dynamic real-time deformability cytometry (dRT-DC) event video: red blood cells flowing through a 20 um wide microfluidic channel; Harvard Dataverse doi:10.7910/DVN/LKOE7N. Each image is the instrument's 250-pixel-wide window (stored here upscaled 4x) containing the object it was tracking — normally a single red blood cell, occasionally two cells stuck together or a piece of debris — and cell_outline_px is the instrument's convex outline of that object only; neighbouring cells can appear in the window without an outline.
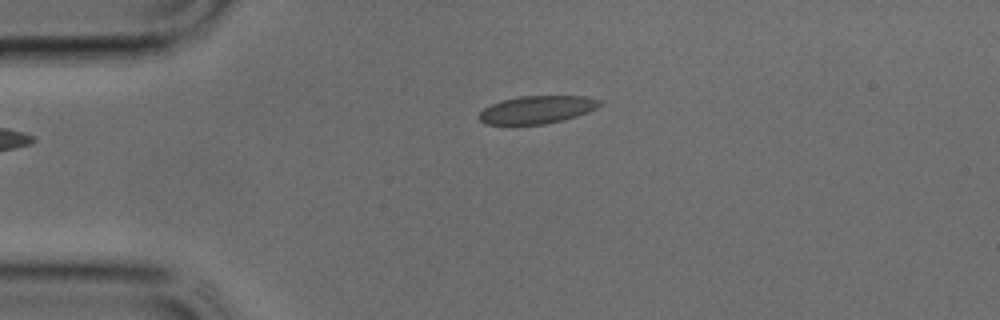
{"species": "common noctule bat (a hibernating species)", "species_latin": "Nyctalus noctula", "temperature_condition": "cold", "stored_images_in_passage": 30, "camera_frame_rate_fps": 3000, "um_per_image_px": 0.085, "animal": {"sex": "male", "body_mass_g": 17.9, "forearm_length_mm": 54.2}, "frame": {"image": 1, "passage_image": 1, "time_ms": 0.0, "image_size_px": [1000, 320], "cell_outline_px": [[600, 104], [596, 108], [588, 112], [564, 120], [544, 124], [488, 124], [480, 120], [476, 116], [484, 108], [500, 100], [520, 96], [584, 96], [600, 100]], "centroid_in_image_um": [45.62, 9.32], "position_along_channel_um": 39.4, "area_um2": 19.42}}
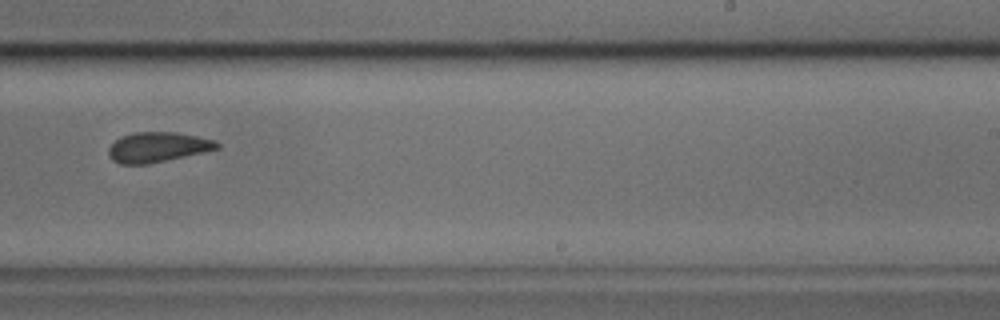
{"frame": {"image": 2, "passage_image": 16, "time_ms": 5.0, "image_size_px": [1000, 320], "cell_outline_px": [[220, 148], [148, 164], [120, 164], [112, 160], [108, 156], [108, 148], [120, 136], [132, 132], [176, 132], [216, 140], [220, 144]], "centroid_in_image_um": [13.37, 12.5], "position_along_channel_um": 275.6, "area_um2": 18.96}}
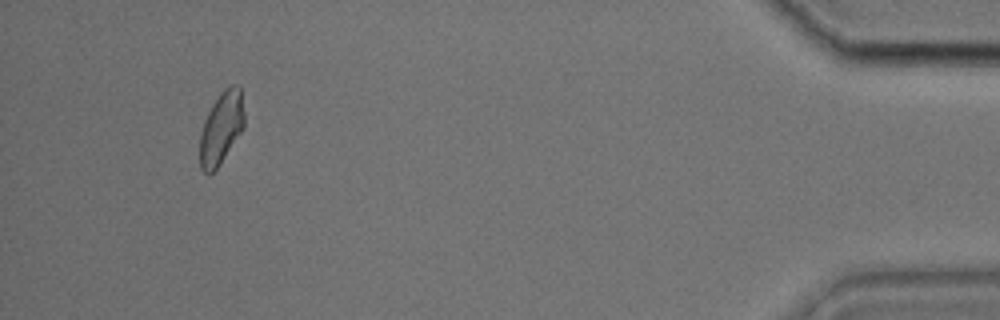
{"frame": {"image": 3, "passage_image": 28, "time_ms": 9.0, "image_size_px": [1000, 320], "cell_outline_px": [[244, 128], [220, 164], [208, 176], [200, 168], [200, 132], [204, 120], [212, 104], [224, 88], [228, 84], [240, 84], [244, 112]], "centroid_in_image_um": [18.82, 10.85], "position_along_channel_um": 416.4, "area_um2": 18.96}}